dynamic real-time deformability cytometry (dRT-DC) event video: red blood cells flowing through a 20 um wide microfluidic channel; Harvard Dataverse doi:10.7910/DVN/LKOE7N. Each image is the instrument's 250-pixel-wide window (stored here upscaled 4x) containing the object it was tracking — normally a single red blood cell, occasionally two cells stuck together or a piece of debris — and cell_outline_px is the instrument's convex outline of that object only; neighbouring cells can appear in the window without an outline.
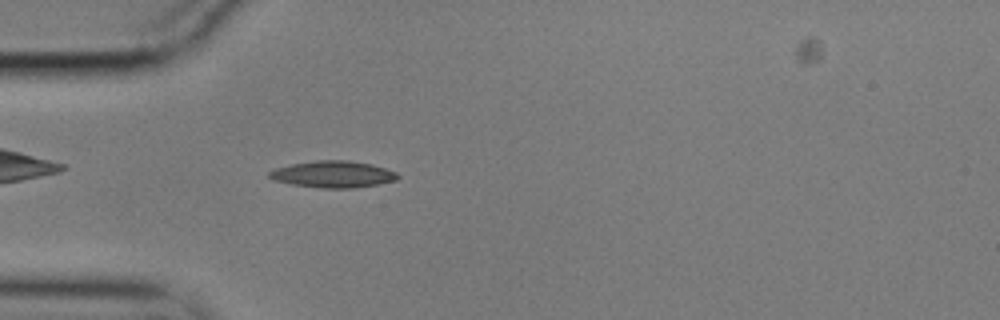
{"species": "common noctule bat (a hibernating species)", "species_latin": "Nyctalus noctula", "temperature_condition": "cold", "stored_images_in_passage": 56, "camera_frame_rate_fps": 3000, "um_per_image_px": 0.085, "animal": {"sex": "male", "body_mass_g": 17.9}, "frame": {"image": 1, "passage_image": 16, "time_ms": 5.0, "image_size_px": [1000, 320], "cell_outline_px": [[400, 176], [396, 180], [380, 184], [356, 188], [324, 188], [292, 184], [272, 180], [268, 176], [268, 172], [276, 168], [292, 164], [316, 160], [348, 160], [372, 164], [396, 172]], "centroid_in_image_um": [28.32, 14.81], "position_along_channel_um": 56.7, "area_um2": 20.0}}
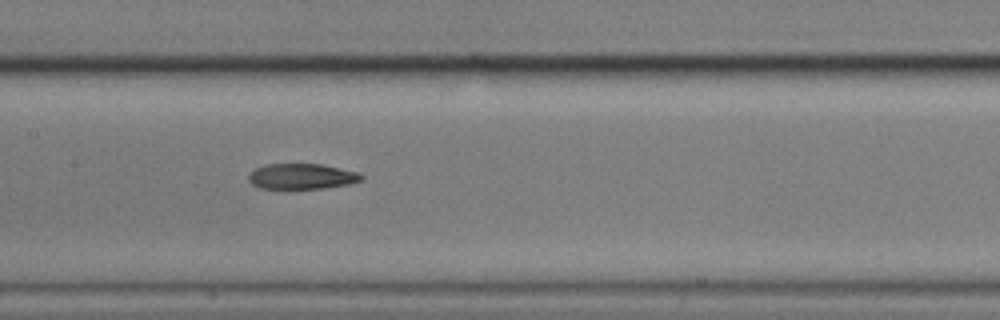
{"frame": {"image": 2, "passage_image": 27, "time_ms": 8.667, "image_size_px": [1000, 320], "cell_outline_px": [[364, 180], [348, 184], [324, 188], [260, 188], [252, 184], [248, 180], [248, 176], [256, 168], [268, 164], [320, 164], [360, 172], [364, 176]], "centroid_in_image_um": [25.7, 14.99], "position_along_channel_um": 181.7, "area_um2": 16.7}}
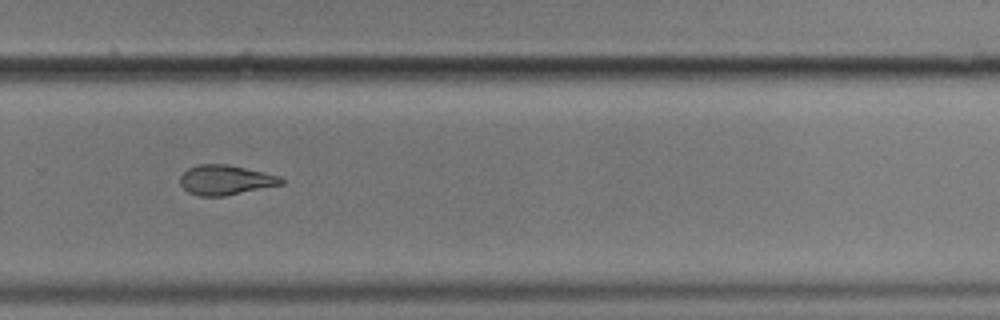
{"frame": {"image": 3, "passage_image": 38, "time_ms": 12.333, "image_size_px": [1000, 320], "cell_outline_px": [[284, 184], [224, 196], [200, 196], [188, 192], [180, 184], [180, 176], [188, 168], [200, 164], [228, 164], [264, 172], [280, 176], [284, 180]], "centroid_in_image_um": [19.18, 15.29], "position_along_channel_um": 310.6, "area_um2": 17.57}}